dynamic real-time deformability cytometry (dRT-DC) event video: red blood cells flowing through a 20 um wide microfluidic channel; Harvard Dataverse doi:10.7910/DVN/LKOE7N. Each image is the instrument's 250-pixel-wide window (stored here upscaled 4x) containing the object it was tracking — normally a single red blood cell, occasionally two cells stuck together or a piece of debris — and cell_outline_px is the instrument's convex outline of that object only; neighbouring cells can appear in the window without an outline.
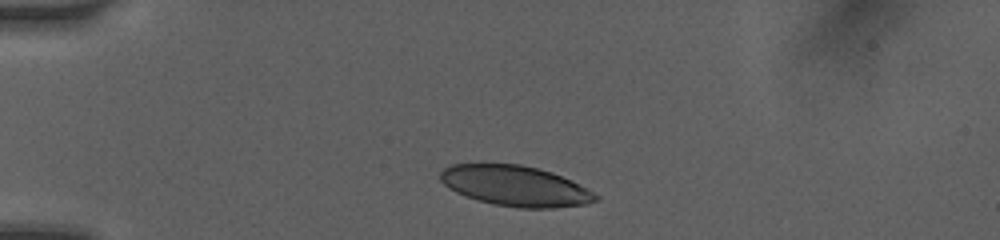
{"species": "human", "species_latin": "Homo sapiens", "temperature_condition": "room temperature", "stored_images_in_passage": 35, "camera_frame_rate_fps": 3000, "um_per_image_px": 0.085, "donor": {"sex": "female"}, "frame": {"image": 1, "passage_image": 1, "time_ms": 0.0, "image_size_px": [1000, 240], "cell_outline_px": [[600, 196], [596, 200], [588, 204], [552, 208], [520, 208], [492, 204], [456, 192], [448, 188], [440, 180], [440, 172], [444, 168], [452, 164], [520, 164], [552, 172], [572, 180], [588, 188]], "centroid_in_image_um": [43.84, 15.8], "position_along_channel_um": 41.2, "area_um2": 36.59}}
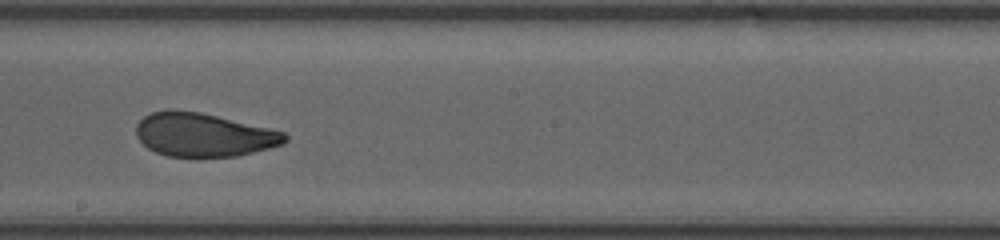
{"frame": {"image": 2, "passage_image": 19, "time_ms": 5.667, "image_size_px": [1000, 240], "cell_outline_px": [[288, 140], [284, 144], [236, 156], [168, 156], [156, 152], [148, 148], [136, 136], [136, 124], [144, 116], [152, 112], [200, 112], [272, 128], [284, 132], [288, 136]], "centroid_in_image_um": [17.36, 11.47], "position_along_channel_um": 230.8, "area_um2": 37.17}}
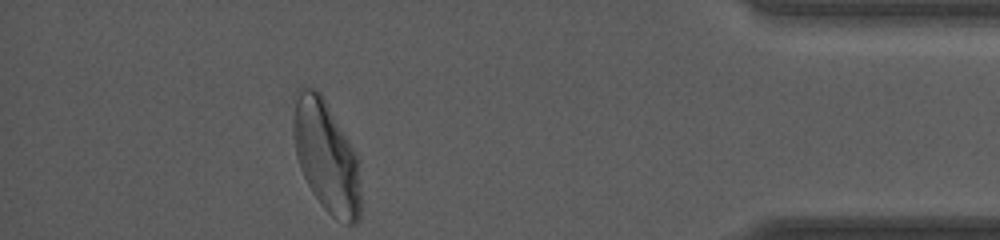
{"frame": {"image": 3, "passage_image": 35, "time_ms": 11.0, "image_size_px": [1000, 240], "cell_outline_px": [[360, 220], [356, 224], [348, 224], [336, 220], [320, 204], [312, 192], [300, 168], [296, 156], [292, 128], [292, 96], [300, 84], [312, 84], [324, 96], [356, 152], [360, 164]], "centroid_in_image_um": [27.7, 13.19], "position_along_channel_um": 407.5, "area_um2": 45.43}, "authors_computed_cell_mechanics": {"area_um2": 38.8994, "velocity_mm_per_s": 4.0933, "shape_relaxation_time_tau1_ms": 7.2678, "shape_relaxation_time_tau2_ms": 1.0024, "deformation_change_tau1": 0.2348, "deformation_change_tau2": 0.0735}}